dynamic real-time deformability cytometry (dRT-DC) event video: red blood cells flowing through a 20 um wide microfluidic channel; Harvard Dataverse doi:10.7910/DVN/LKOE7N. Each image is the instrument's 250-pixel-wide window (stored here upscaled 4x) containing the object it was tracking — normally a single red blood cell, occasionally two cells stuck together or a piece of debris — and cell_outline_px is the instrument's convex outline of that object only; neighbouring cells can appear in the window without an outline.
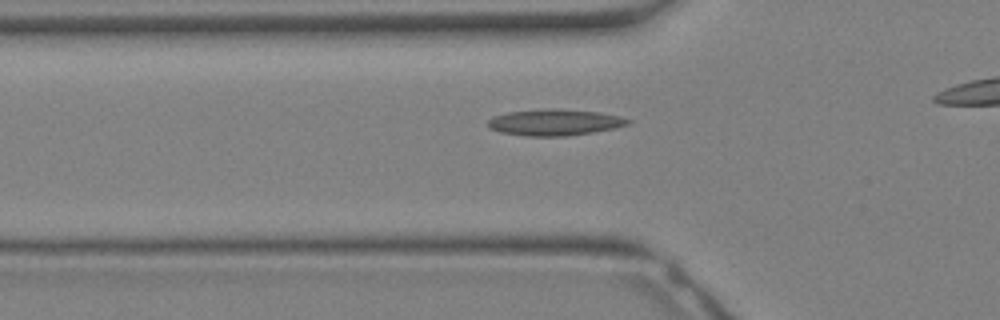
{"species": "Egyptian fruit bat (a non-hibernating species)", "species_latin": "Rousettus aegyptiacus", "temperature_condition": "warm", "stored_images_in_passage": 9, "segment_of_instrument_passage": [1, 2], "camera_frame_rate_fps": 3000, "um_per_image_px": 0.085, "animal": {"sex": "female"}, "frame": {"image": 1, "passage_image": 7, "time_ms": 2.0, "image_size_px": [1000, 320], "cell_outline_px": [[632, 124], [616, 128], [568, 136], [524, 136], [500, 132], [492, 128], [488, 124], [488, 120], [492, 116], [508, 112], [540, 108], [552, 108], [600, 112], [620, 116], [632, 120]], "centroid_in_image_um": [47.18, 10.39], "position_along_channel_um": 78.6, "area_um2": 21.73}}